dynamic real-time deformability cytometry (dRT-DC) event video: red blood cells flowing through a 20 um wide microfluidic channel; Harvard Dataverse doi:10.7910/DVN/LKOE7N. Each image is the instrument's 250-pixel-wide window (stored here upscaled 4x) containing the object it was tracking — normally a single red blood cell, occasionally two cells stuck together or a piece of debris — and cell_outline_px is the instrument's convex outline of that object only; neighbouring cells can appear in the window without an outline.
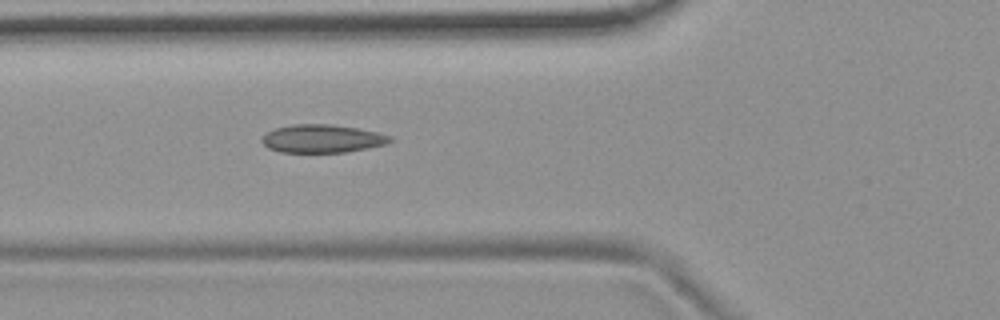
{"species": "common noctule bat (a hibernating species)", "species_latin": "Nyctalus noctula", "temperature_condition": "room temperature", "stored_images_in_passage": 3, "camera_frame_rate_fps": 3000, "um_per_image_px": 0.085, "animal": {"sex": "female", "body_mass_g": 19.9}, "frame": {"image": 1, "passage_image": 3, "time_ms": 2.333, "image_size_px": [1000, 320], "cell_outline_px": [[392, 140], [384, 144], [368, 148], [344, 152], [280, 152], [268, 148], [260, 140], [268, 132], [276, 128], [292, 124], [332, 124], [356, 128], [376, 132], [392, 136]], "centroid_in_image_um": [27.37, 11.78], "position_along_channel_um": 98.4, "area_um2": 20.81}}